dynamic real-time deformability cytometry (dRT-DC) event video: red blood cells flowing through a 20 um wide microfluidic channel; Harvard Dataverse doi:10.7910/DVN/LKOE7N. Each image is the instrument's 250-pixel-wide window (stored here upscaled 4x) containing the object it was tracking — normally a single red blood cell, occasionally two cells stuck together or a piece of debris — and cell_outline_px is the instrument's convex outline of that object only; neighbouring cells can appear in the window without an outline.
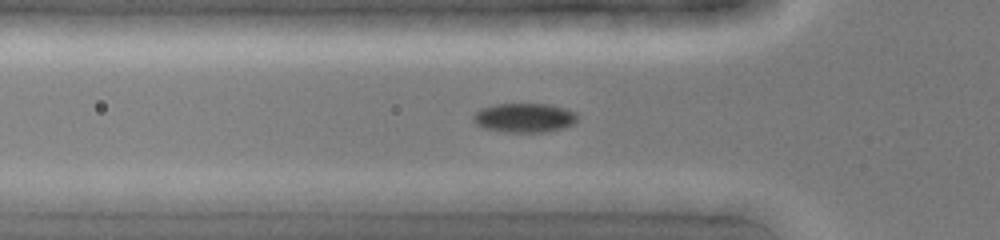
{"species": "common noctule bat (a hibernating species)", "species_latin": "Nyctalus noctula", "temperature_condition": "cold", "stored_images_in_passage": 31, "camera_frame_rate_fps": 3000, "um_per_image_px": 0.085, "animal": {"sex": "female", "body_mass_g": 19.0, "forearm_length_mm": 51.5}, "frame": {"image": 1, "passage_image": 2, "time_ms": 0.333, "image_size_px": [1000, 240], "cell_outline_px": [[576, 120], [572, 124], [564, 128], [548, 132], [508, 132], [484, 128], [476, 124], [472, 120], [472, 116], [480, 108], [496, 104], [552, 104], [576, 112]], "centroid_in_image_um": [44.56, 10.01], "position_along_channel_um": 81.2, "area_um2": 17.8}}
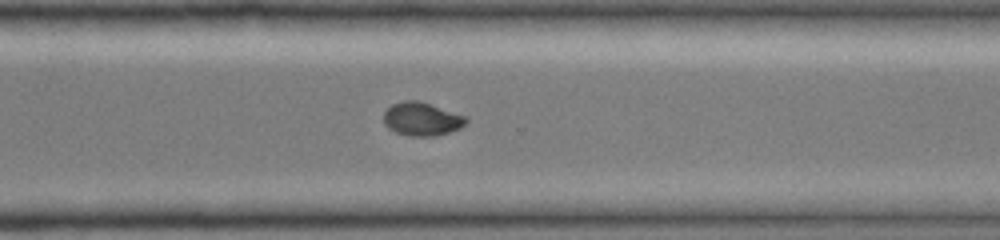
{"frame": {"image": 2, "passage_image": 19, "time_ms": 6.0, "image_size_px": [1000, 240], "cell_outline_px": [[468, 120], [460, 128], [448, 132], [432, 136], [408, 136], [396, 132], [388, 128], [384, 124], [384, 112], [392, 104], [404, 100], [416, 100], [468, 116]], "centroid_in_image_um": [35.85, 10.11], "position_along_channel_um": 334.8, "area_um2": 15.95}}
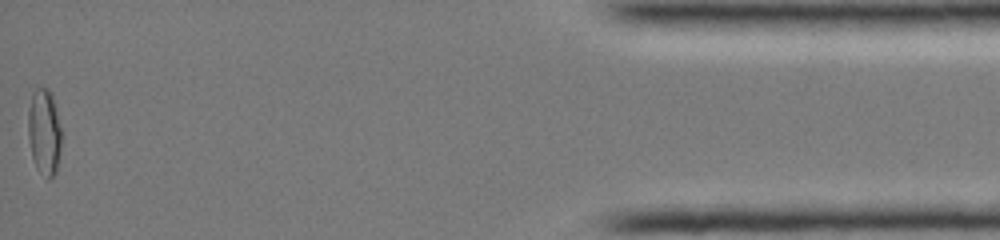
{"frame": {"image": 3, "passage_image": 31, "time_ms": 10.0, "image_size_px": [1000, 240], "cell_outline_px": [[60, 152], [56, 172], [48, 180], [36, 164], [32, 156], [28, 136], [28, 108], [32, 92], [36, 88], [48, 88], [52, 92], [56, 108], [60, 128]], "centroid_in_image_um": [3.75, 11.15], "position_along_channel_um": 431.4, "area_um2": 16.59}}